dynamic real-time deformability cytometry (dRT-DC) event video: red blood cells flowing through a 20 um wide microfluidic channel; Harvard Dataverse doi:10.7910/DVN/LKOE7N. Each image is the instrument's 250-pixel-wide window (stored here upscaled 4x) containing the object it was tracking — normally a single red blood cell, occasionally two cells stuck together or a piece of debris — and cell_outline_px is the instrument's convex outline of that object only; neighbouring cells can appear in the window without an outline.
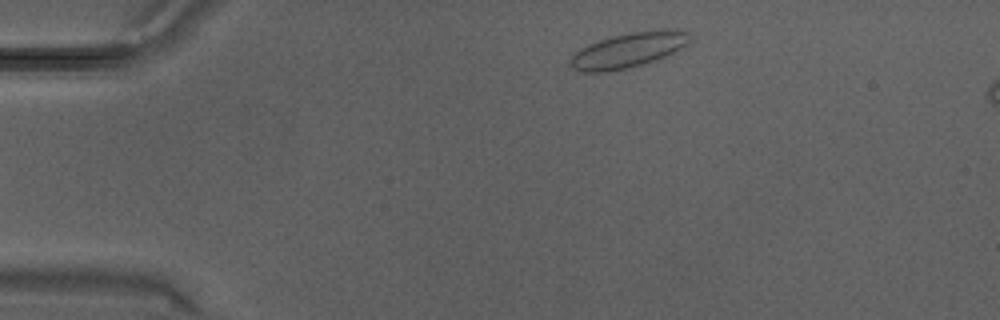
{"species": "Egyptian fruit bat (a non-hibernating species)", "species_latin": "Rousettus aegyptiacus", "temperature_condition": "warm", "stored_images_in_passage": 10, "camera_frame_rate_fps": 3000, "um_per_image_px": 0.085, "animal": {"sex": "male"}, "frame": {"image": 1, "passage_image": 2, "time_ms": 0.333, "image_size_px": [1000, 320], "cell_outline_px": [[688, 44], [664, 56], [640, 64], [624, 68], [604, 72], [580, 72], [572, 68], [568, 64], [572, 56], [580, 48], [588, 44], [608, 36], [628, 32], [668, 28], [688, 32]], "centroid_in_image_um": [53.34, 4.24], "position_along_channel_um": 31.7, "area_um2": 24.16}}
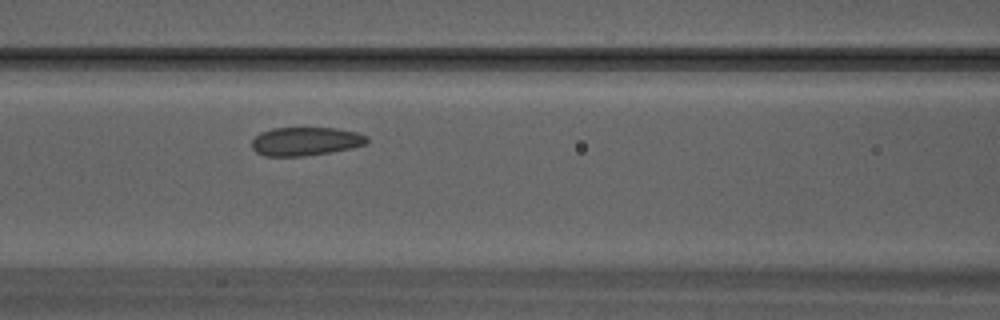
{"frame": {"image": 2, "passage_image": 10, "time_ms": 3.0, "image_size_px": [1000, 320], "cell_outline_px": [[368, 144], [352, 148], [304, 156], [264, 156], [256, 152], [252, 148], [252, 140], [260, 132], [272, 128], [336, 128], [356, 132], [368, 136]], "centroid_in_image_um": [25.98, 12.01], "position_along_channel_um": 140.6, "area_um2": 19.19}}